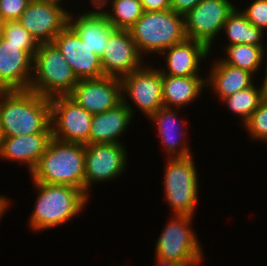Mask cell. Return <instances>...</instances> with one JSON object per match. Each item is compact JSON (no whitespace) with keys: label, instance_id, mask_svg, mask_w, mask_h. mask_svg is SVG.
Returning <instances> with one entry per match:
<instances>
[{"label":"cell","instance_id":"f546056e","mask_svg":"<svg viewBox=\"0 0 267 266\" xmlns=\"http://www.w3.org/2000/svg\"><path fill=\"white\" fill-rule=\"evenodd\" d=\"M237 7L250 23L267 34V0H251L244 9L238 4Z\"/></svg>","mask_w":267,"mask_h":266},{"label":"cell","instance_id":"ffe728a7","mask_svg":"<svg viewBox=\"0 0 267 266\" xmlns=\"http://www.w3.org/2000/svg\"><path fill=\"white\" fill-rule=\"evenodd\" d=\"M70 8L68 25L78 34L85 44L90 47L100 58L103 56L104 48L108 42L109 35L115 30L102 11L84 9L75 14Z\"/></svg>","mask_w":267,"mask_h":266},{"label":"cell","instance_id":"8d00e7d4","mask_svg":"<svg viewBox=\"0 0 267 266\" xmlns=\"http://www.w3.org/2000/svg\"><path fill=\"white\" fill-rule=\"evenodd\" d=\"M205 260H195L183 265H168V266H200Z\"/></svg>","mask_w":267,"mask_h":266},{"label":"cell","instance_id":"d6986e66","mask_svg":"<svg viewBox=\"0 0 267 266\" xmlns=\"http://www.w3.org/2000/svg\"><path fill=\"white\" fill-rule=\"evenodd\" d=\"M51 138L52 132L0 137V159L25 165L30 174L38 164Z\"/></svg>","mask_w":267,"mask_h":266},{"label":"cell","instance_id":"3957f363","mask_svg":"<svg viewBox=\"0 0 267 266\" xmlns=\"http://www.w3.org/2000/svg\"><path fill=\"white\" fill-rule=\"evenodd\" d=\"M29 177L31 181L68 185L84 192L85 145L52 137Z\"/></svg>","mask_w":267,"mask_h":266},{"label":"cell","instance_id":"2e32d148","mask_svg":"<svg viewBox=\"0 0 267 266\" xmlns=\"http://www.w3.org/2000/svg\"><path fill=\"white\" fill-rule=\"evenodd\" d=\"M78 80L104 76L101 59L67 25L53 40Z\"/></svg>","mask_w":267,"mask_h":266},{"label":"cell","instance_id":"d6a6232c","mask_svg":"<svg viewBox=\"0 0 267 266\" xmlns=\"http://www.w3.org/2000/svg\"><path fill=\"white\" fill-rule=\"evenodd\" d=\"M144 11H163L169 10L170 0H140Z\"/></svg>","mask_w":267,"mask_h":266},{"label":"cell","instance_id":"e575fe53","mask_svg":"<svg viewBox=\"0 0 267 266\" xmlns=\"http://www.w3.org/2000/svg\"><path fill=\"white\" fill-rule=\"evenodd\" d=\"M12 200L7 198L5 195L0 194V222L2 221V218L4 214L8 212L7 210L11 209L10 203Z\"/></svg>","mask_w":267,"mask_h":266},{"label":"cell","instance_id":"5bb4252c","mask_svg":"<svg viewBox=\"0 0 267 266\" xmlns=\"http://www.w3.org/2000/svg\"><path fill=\"white\" fill-rule=\"evenodd\" d=\"M101 65L104 76L122 78L145 63L129 30L115 29L104 48Z\"/></svg>","mask_w":267,"mask_h":266},{"label":"cell","instance_id":"44dd1931","mask_svg":"<svg viewBox=\"0 0 267 266\" xmlns=\"http://www.w3.org/2000/svg\"><path fill=\"white\" fill-rule=\"evenodd\" d=\"M212 59L209 64V73L206 74V91L221 101L225 97L234 94L237 91L249 88L255 83L257 76L249 71L223 63L218 56Z\"/></svg>","mask_w":267,"mask_h":266},{"label":"cell","instance_id":"ac0fdd59","mask_svg":"<svg viewBox=\"0 0 267 266\" xmlns=\"http://www.w3.org/2000/svg\"><path fill=\"white\" fill-rule=\"evenodd\" d=\"M210 49L203 43L186 38L164 50L159 56L164 66H158L162 75L188 77L201 74L202 62L210 57ZM208 58V59H207ZM166 66V67H165Z\"/></svg>","mask_w":267,"mask_h":266},{"label":"cell","instance_id":"8992f818","mask_svg":"<svg viewBox=\"0 0 267 266\" xmlns=\"http://www.w3.org/2000/svg\"><path fill=\"white\" fill-rule=\"evenodd\" d=\"M195 155L166 158L163 170L164 201L176 215L195 216L199 204V173ZM196 165V166H195Z\"/></svg>","mask_w":267,"mask_h":266},{"label":"cell","instance_id":"9a60e30c","mask_svg":"<svg viewBox=\"0 0 267 266\" xmlns=\"http://www.w3.org/2000/svg\"><path fill=\"white\" fill-rule=\"evenodd\" d=\"M178 112L181 113L182 110L162 107L148 118L152 125H156L155 130L158 133L156 135L160 138V145L163 147L166 158L186 157L194 154L188 143L190 140L187 137L188 121L183 119L185 117L180 118Z\"/></svg>","mask_w":267,"mask_h":266},{"label":"cell","instance_id":"f1b7e54d","mask_svg":"<svg viewBox=\"0 0 267 266\" xmlns=\"http://www.w3.org/2000/svg\"><path fill=\"white\" fill-rule=\"evenodd\" d=\"M242 127L249 139L267 144V98L260 103Z\"/></svg>","mask_w":267,"mask_h":266},{"label":"cell","instance_id":"7c38bea8","mask_svg":"<svg viewBox=\"0 0 267 266\" xmlns=\"http://www.w3.org/2000/svg\"><path fill=\"white\" fill-rule=\"evenodd\" d=\"M52 137L64 142L89 144L93 115L67 96L50 98Z\"/></svg>","mask_w":267,"mask_h":266},{"label":"cell","instance_id":"52a82bcc","mask_svg":"<svg viewBox=\"0 0 267 266\" xmlns=\"http://www.w3.org/2000/svg\"><path fill=\"white\" fill-rule=\"evenodd\" d=\"M78 81L72 68L53 42L40 44L33 57L30 91L47 98L67 96Z\"/></svg>","mask_w":267,"mask_h":266},{"label":"cell","instance_id":"30bf717a","mask_svg":"<svg viewBox=\"0 0 267 266\" xmlns=\"http://www.w3.org/2000/svg\"><path fill=\"white\" fill-rule=\"evenodd\" d=\"M236 4L232 0H202L184 15L186 38L205 44L213 53L215 41Z\"/></svg>","mask_w":267,"mask_h":266},{"label":"cell","instance_id":"9c48e42d","mask_svg":"<svg viewBox=\"0 0 267 266\" xmlns=\"http://www.w3.org/2000/svg\"><path fill=\"white\" fill-rule=\"evenodd\" d=\"M128 148L120 143H98L85 145L84 193L91 199L93 186L112 182L124 175L127 169ZM91 195V196H90Z\"/></svg>","mask_w":267,"mask_h":266},{"label":"cell","instance_id":"7402d4cb","mask_svg":"<svg viewBox=\"0 0 267 266\" xmlns=\"http://www.w3.org/2000/svg\"><path fill=\"white\" fill-rule=\"evenodd\" d=\"M134 116L122 101L117 106L103 113L93 115L91 121L89 144L122 143L121 138L132 125ZM122 141V142H121Z\"/></svg>","mask_w":267,"mask_h":266},{"label":"cell","instance_id":"ba28073f","mask_svg":"<svg viewBox=\"0 0 267 266\" xmlns=\"http://www.w3.org/2000/svg\"><path fill=\"white\" fill-rule=\"evenodd\" d=\"M155 66L147 61V64L145 63L135 72L121 78L123 102L134 117L137 109L139 113L149 118L159 108L164 107L162 74Z\"/></svg>","mask_w":267,"mask_h":266},{"label":"cell","instance_id":"4dcf8cb0","mask_svg":"<svg viewBox=\"0 0 267 266\" xmlns=\"http://www.w3.org/2000/svg\"><path fill=\"white\" fill-rule=\"evenodd\" d=\"M32 0H0V22L18 20Z\"/></svg>","mask_w":267,"mask_h":266},{"label":"cell","instance_id":"83f0119b","mask_svg":"<svg viewBox=\"0 0 267 266\" xmlns=\"http://www.w3.org/2000/svg\"><path fill=\"white\" fill-rule=\"evenodd\" d=\"M0 35L9 43L22 45V50L28 52L32 57L35 56L40 46L38 41L17 20L2 22Z\"/></svg>","mask_w":267,"mask_h":266},{"label":"cell","instance_id":"8fae6325","mask_svg":"<svg viewBox=\"0 0 267 266\" xmlns=\"http://www.w3.org/2000/svg\"><path fill=\"white\" fill-rule=\"evenodd\" d=\"M66 5L63 0H32L17 21L39 44L53 42L68 25Z\"/></svg>","mask_w":267,"mask_h":266},{"label":"cell","instance_id":"d590c367","mask_svg":"<svg viewBox=\"0 0 267 266\" xmlns=\"http://www.w3.org/2000/svg\"><path fill=\"white\" fill-rule=\"evenodd\" d=\"M109 0H90L89 4H91V9L93 11H101L107 6Z\"/></svg>","mask_w":267,"mask_h":266},{"label":"cell","instance_id":"7a4b0ae2","mask_svg":"<svg viewBox=\"0 0 267 266\" xmlns=\"http://www.w3.org/2000/svg\"><path fill=\"white\" fill-rule=\"evenodd\" d=\"M32 186L37 196L27 226L34 234L68 224L91 202L90 198L76 187L37 181H32Z\"/></svg>","mask_w":267,"mask_h":266},{"label":"cell","instance_id":"cb8c5ba5","mask_svg":"<svg viewBox=\"0 0 267 266\" xmlns=\"http://www.w3.org/2000/svg\"><path fill=\"white\" fill-rule=\"evenodd\" d=\"M220 35H224L227 38L224 40V42H227V44L222 42L223 45H267V43L264 42L267 41L265 40V38H267V34L264 33L260 28L250 23L237 6L229 14L227 21L223 25Z\"/></svg>","mask_w":267,"mask_h":266},{"label":"cell","instance_id":"603a6c76","mask_svg":"<svg viewBox=\"0 0 267 266\" xmlns=\"http://www.w3.org/2000/svg\"><path fill=\"white\" fill-rule=\"evenodd\" d=\"M204 89L206 90V77L203 75H162V99L166 108L184 110L183 108L191 106L202 96Z\"/></svg>","mask_w":267,"mask_h":266},{"label":"cell","instance_id":"5b68a950","mask_svg":"<svg viewBox=\"0 0 267 266\" xmlns=\"http://www.w3.org/2000/svg\"><path fill=\"white\" fill-rule=\"evenodd\" d=\"M155 244V266L183 265L206 260L204 249L189 215L171 214Z\"/></svg>","mask_w":267,"mask_h":266},{"label":"cell","instance_id":"484cf974","mask_svg":"<svg viewBox=\"0 0 267 266\" xmlns=\"http://www.w3.org/2000/svg\"><path fill=\"white\" fill-rule=\"evenodd\" d=\"M265 99L261 85L254 83L247 89L235 92L222 99V105H226L229 112L233 113L243 124L250 118L251 114L259 107Z\"/></svg>","mask_w":267,"mask_h":266},{"label":"cell","instance_id":"4316f807","mask_svg":"<svg viewBox=\"0 0 267 266\" xmlns=\"http://www.w3.org/2000/svg\"><path fill=\"white\" fill-rule=\"evenodd\" d=\"M107 5L101 11L115 29L129 30L144 13L140 0H109Z\"/></svg>","mask_w":267,"mask_h":266},{"label":"cell","instance_id":"6da1fadb","mask_svg":"<svg viewBox=\"0 0 267 266\" xmlns=\"http://www.w3.org/2000/svg\"><path fill=\"white\" fill-rule=\"evenodd\" d=\"M52 132L50 98L30 90L0 91V137Z\"/></svg>","mask_w":267,"mask_h":266},{"label":"cell","instance_id":"277c9868","mask_svg":"<svg viewBox=\"0 0 267 266\" xmlns=\"http://www.w3.org/2000/svg\"><path fill=\"white\" fill-rule=\"evenodd\" d=\"M129 31L143 58L153 54L159 56L167 48L186 39L184 15L171 9L144 11Z\"/></svg>","mask_w":267,"mask_h":266},{"label":"cell","instance_id":"4fadbf2b","mask_svg":"<svg viewBox=\"0 0 267 266\" xmlns=\"http://www.w3.org/2000/svg\"><path fill=\"white\" fill-rule=\"evenodd\" d=\"M68 96L91 115L103 113L123 101L121 79L103 76L79 80Z\"/></svg>","mask_w":267,"mask_h":266},{"label":"cell","instance_id":"1f68e13d","mask_svg":"<svg viewBox=\"0 0 267 266\" xmlns=\"http://www.w3.org/2000/svg\"><path fill=\"white\" fill-rule=\"evenodd\" d=\"M201 1L202 0H170V7L175 13L185 15Z\"/></svg>","mask_w":267,"mask_h":266},{"label":"cell","instance_id":"836d02e7","mask_svg":"<svg viewBox=\"0 0 267 266\" xmlns=\"http://www.w3.org/2000/svg\"><path fill=\"white\" fill-rule=\"evenodd\" d=\"M266 61H267V50L265 51L264 60H263L264 70H263V68L261 69L262 73L264 75H262V78H261L262 81H259L260 82L259 85H261V87L264 91L265 98H267V62Z\"/></svg>","mask_w":267,"mask_h":266},{"label":"cell","instance_id":"e0dca14e","mask_svg":"<svg viewBox=\"0 0 267 266\" xmlns=\"http://www.w3.org/2000/svg\"><path fill=\"white\" fill-rule=\"evenodd\" d=\"M33 57L0 35V91L29 90Z\"/></svg>","mask_w":267,"mask_h":266},{"label":"cell","instance_id":"d4e9b609","mask_svg":"<svg viewBox=\"0 0 267 266\" xmlns=\"http://www.w3.org/2000/svg\"><path fill=\"white\" fill-rule=\"evenodd\" d=\"M225 53L218 58L226 64L249 71L254 76L261 72L267 46H255L247 44L222 45ZM260 71V72H259Z\"/></svg>","mask_w":267,"mask_h":266}]
</instances>
